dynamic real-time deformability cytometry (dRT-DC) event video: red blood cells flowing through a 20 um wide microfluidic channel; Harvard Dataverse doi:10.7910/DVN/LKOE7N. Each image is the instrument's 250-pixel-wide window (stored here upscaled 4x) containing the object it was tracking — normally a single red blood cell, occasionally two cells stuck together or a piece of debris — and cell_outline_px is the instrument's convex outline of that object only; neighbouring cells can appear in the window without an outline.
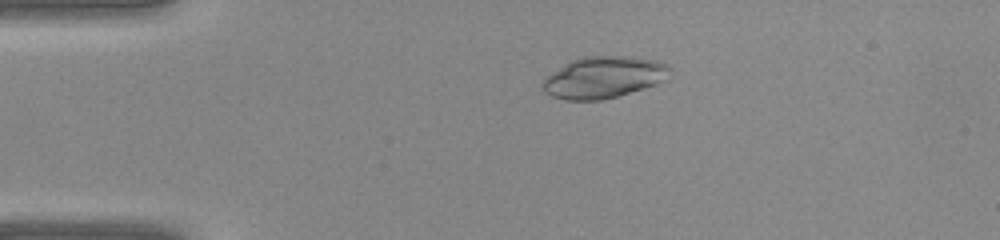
{"species": "common noctule bat (a hibernating species)", "species_latin": "Nyctalus noctula", "temperature_condition": "warm", "stored_images_in_passage": 33, "camera_frame_rate_fps": 3000, "um_per_image_px": 0.085, "animal": {"sex": "female", "body_mass_g": 22.0, "forearm_length_mm": 56.7}, "frame": {"image": 1, "passage_image": 2, "time_ms": 0.333, "image_size_px": [1000, 240], "cell_outline_px": [[668, 68], [660, 80], [656, 84], [616, 96], [600, 100], [564, 100], [552, 96], [544, 92], [540, 88], [540, 84], [552, 72], [572, 60], [584, 56], [620, 56], [656, 60], [668, 64]], "centroid_in_image_um": [51.2, 6.58], "position_along_channel_um": 33.8, "area_um2": 30.17}}
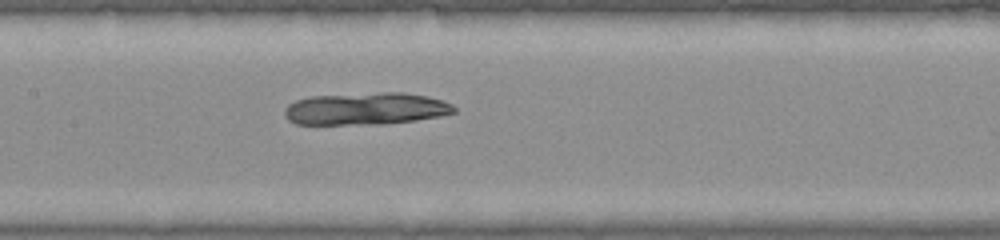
{"frame": {"image": 2, "passage_image": 13, "time_ms": 4.0, "image_size_px": [1000, 240], "cell_outline_px": [[456, 112], [440, 116], [416, 120], [384, 124], [296, 124], [288, 120], [284, 116], [284, 108], [288, 104], [296, 100], [312, 96], [384, 92], [404, 92], [424, 96], [440, 100], [452, 104], [456, 108]], "centroid_in_image_um": [31.07, 9.24], "position_along_channel_um": 176.3, "area_um2": 31.85}}
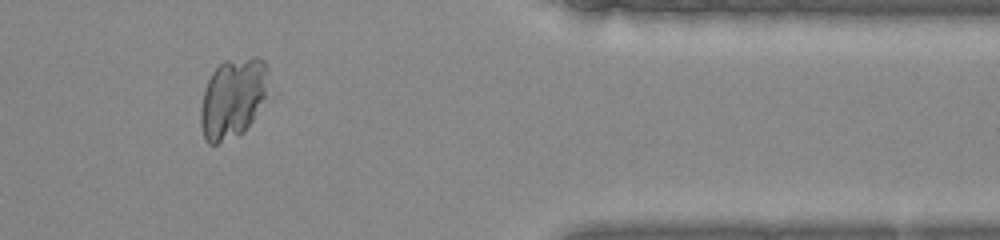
{"frame": {"image": 3, "passage_image": 27, "time_ms": 8.667, "image_size_px": [1000, 240], "cell_outline_px": [[272, 96], [244, 132], [216, 144], [208, 144], [204, 140], [200, 124], [200, 108], [204, 92], [208, 80], [212, 72], [224, 60], [252, 56], [256, 56], [264, 60], [268, 68]], "centroid_in_image_um": [19.88, 8.32], "position_along_channel_um": 391.5, "area_um2": 33.0}}